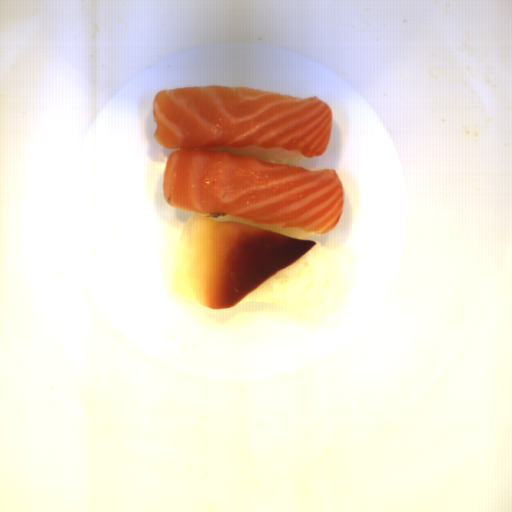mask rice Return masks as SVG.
I'll use <instances>...</instances> for the list:
<instances>
[{
  "instance_id": "rice-1",
  "label": "rice",
  "mask_w": 512,
  "mask_h": 512,
  "mask_svg": "<svg viewBox=\"0 0 512 512\" xmlns=\"http://www.w3.org/2000/svg\"><path fill=\"white\" fill-rule=\"evenodd\" d=\"M332 275L331 256L316 241L293 264L273 275L238 303H265L289 308L318 307L331 292Z\"/></svg>"
},
{
  "instance_id": "rice-2",
  "label": "rice",
  "mask_w": 512,
  "mask_h": 512,
  "mask_svg": "<svg viewBox=\"0 0 512 512\" xmlns=\"http://www.w3.org/2000/svg\"><path fill=\"white\" fill-rule=\"evenodd\" d=\"M213 150L231 152L241 156H255L272 163L291 164L294 162L306 160L307 157L300 154L298 151H289L285 148H274L271 150H263L258 146H251L245 148H228L225 146H216Z\"/></svg>"
},
{
  "instance_id": "rice-3",
  "label": "rice",
  "mask_w": 512,
  "mask_h": 512,
  "mask_svg": "<svg viewBox=\"0 0 512 512\" xmlns=\"http://www.w3.org/2000/svg\"><path fill=\"white\" fill-rule=\"evenodd\" d=\"M212 219H215V220H218V221H236V222H240V223L256 226V227L263 228V229H266V230L275 231V232H278V233H281V234H284V235H288V236H291V237H295V238H299V239H304V240H305V238H308V237H311L313 235L318 234V233L302 232V231H300V230H298L296 228H278V227L267 226V225H263V224H260V223L248 221V220H245V219L229 217V216H225V215H221V214H217L215 216H212Z\"/></svg>"
}]
</instances>
